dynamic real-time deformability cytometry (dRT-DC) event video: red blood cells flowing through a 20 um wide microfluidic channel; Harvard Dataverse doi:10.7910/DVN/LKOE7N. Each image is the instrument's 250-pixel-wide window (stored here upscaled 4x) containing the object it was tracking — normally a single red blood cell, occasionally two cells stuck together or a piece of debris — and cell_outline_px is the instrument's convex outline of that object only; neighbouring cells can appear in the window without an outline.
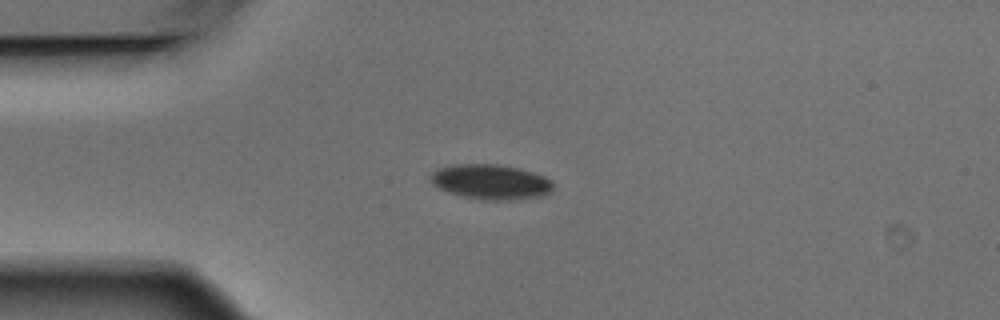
{"species": "Egyptian fruit bat (a non-hibernating species)", "species_latin": "Rousettus aegyptiacus", "temperature_condition": "warm", "stored_images_in_passage": 6, "camera_frame_rate_fps": 3000, "um_per_image_px": 0.085, "animal": {"sex": "male"}, "frame": {"image": 1, "passage_image": 1, "time_ms": 0.0, "image_size_px": [1000, 320], "cell_outline_px": [[552, 192], [544, 196], [508, 200], [480, 200], [448, 192], [432, 184], [432, 172], [440, 168], [456, 164], [496, 164], [520, 168], [544, 176], [552, 180]], "centroid_in_image_um": [41.76, 15.46], "position_along_channel_um": 43.2, "area_um2": 24.91}}
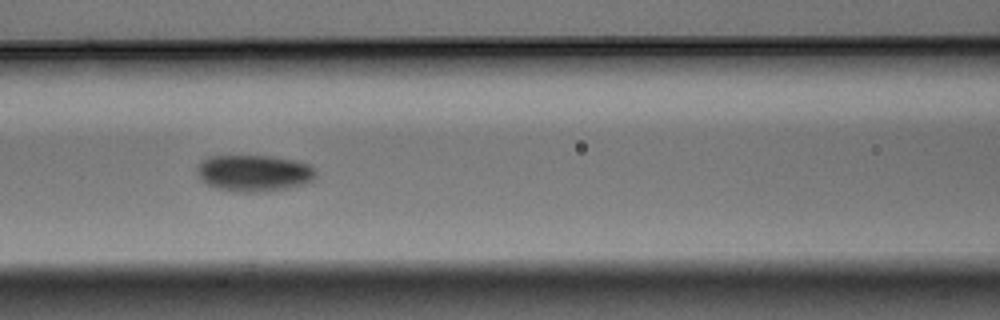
{"frame": {"image": 2, "passage_image": 4, "time_ms": 1.0, "image_size_px": [1000, 320], "cell_outline_px": [[316, 176], [308, 184], [288, 188], [264, 192], [236, 192], [216, 188], [200, 180], [196, 172], [196, 168], [200, 160], [208, 156], [272, 156], [296, 160], [308, 164], [316, 168]], "centroid_in_image_um": [21.59, 14.72], "position_along_channel_um": 145.0, "area_um2": 25.84}}
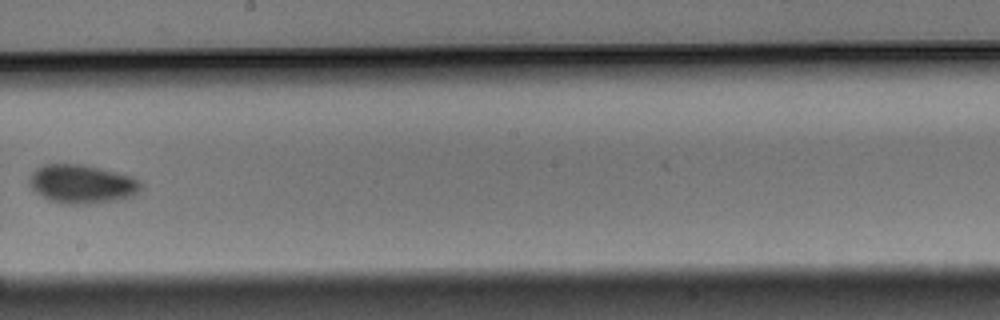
{"frame": {"image": 3, "passage_image": 6, "time_ms": 1.667, "image_size_px": [1000, 320], "cell_outline_px": [[144, 184], [140, 192], [132, 196], [120, 200], [88, 204], [64, 204], [48, 200], [36, 192], [28, 184], [28, 180], [32, 172], [36, 168], [44, 164], [84, 164], [132, 176], [140, 180]], "centroid_in_image_um": [6.99, 15.65], "position_along_channel_um": 241.2, "area_um2": 25.61}}